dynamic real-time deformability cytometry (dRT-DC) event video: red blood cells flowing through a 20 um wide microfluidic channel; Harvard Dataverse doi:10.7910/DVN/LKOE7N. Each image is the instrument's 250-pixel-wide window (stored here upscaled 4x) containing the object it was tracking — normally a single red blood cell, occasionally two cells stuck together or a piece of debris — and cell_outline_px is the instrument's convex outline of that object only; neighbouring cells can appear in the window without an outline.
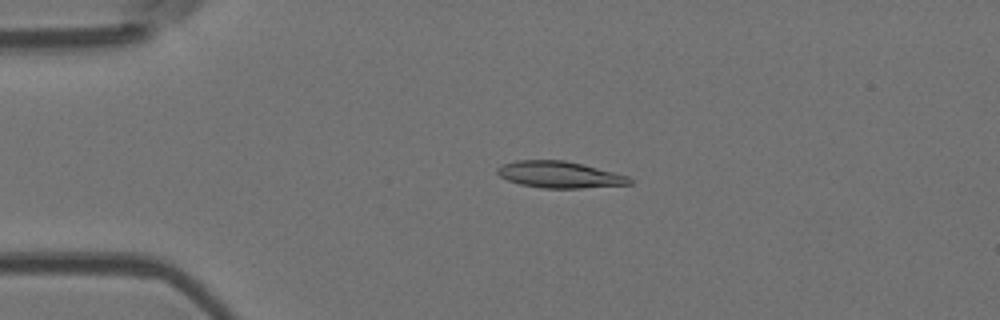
{"species": "Egyptian fruit bat (a non-hibernating species)", "species_latin": "Rousettus aegyptiacus", "temperature_condition": "room temperature", "stored_images_in_passage": 4, "camera_frame_rate_fps": 3000, "um_per_image_px": 0.085, "animal": {"sex": "female"}, "frame": {"image": 1, "passage_image": 4, "time_ms": 3.667, "image_size_px": [1000, 320], "cell_outline_px": [[632, 184], [580, 188], [544, 188], [520, 184], [508, 180], [500, 176], [496, 172], [496, 168], [500, 164], [516, 160], [564, 160], [584, 164], [628, 176], [632, 180]], "centroid_in_image_um": [47.53, 14.83], "position_along_channel_um": 37.5, "area_um2": 20.52}}